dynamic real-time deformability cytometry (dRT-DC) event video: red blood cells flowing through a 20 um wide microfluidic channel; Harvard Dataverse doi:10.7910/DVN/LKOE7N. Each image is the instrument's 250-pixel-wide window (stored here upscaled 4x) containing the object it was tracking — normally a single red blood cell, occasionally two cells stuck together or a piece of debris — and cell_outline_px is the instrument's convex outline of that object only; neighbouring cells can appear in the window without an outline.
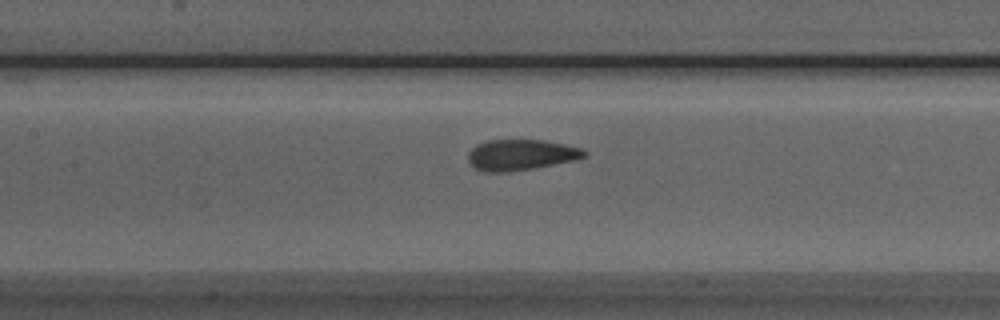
{"species": "Egyptian fruit bat (a non-hibernating species)", "species_latin": "Rousettus aegyptiacus", "temperature_condition": "room temperature", "stored_images_in_passage": 32, "camera_frame_rate_fps": 3000, "um_per_image_px": 0.085, "animal": {"sex": "male"}, "frame": {"image": 1, "passage_image": 14, "time_ms": 4.333, "image_size_px": [1000, 320], "cell_outline_px": [[588, 156], [576, 160], [532, 168], [504, 172], [484, 172], [476, 168], [468, 160], [468, 152], [476, 144], [488, 140], [544, 140], [564, 144], [580, 148], [588, 152]], "centroid_in_image_um": [44.29, 13.15], "position_along_channel_um": 163.1, "area_um2": 20.81}}
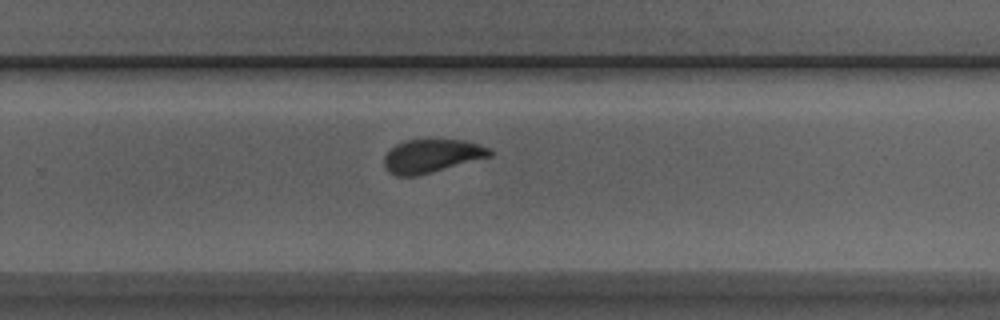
{"frame": {"image": 2, "passage_image": 24, "time_ms": 7.667, "image_size_px": [1000, 320], "cell_outline_px": [[492, 156], [432, 172], [416, 176], [396, 176], [388, 172], [384, 164], [384, 156], [396, 144], [408, 140], [464, 140], [488, 148], [492, 152]], "centroid_in_image_um": [36.67, 13.27], "position_along_channel_um": 293.1, "area_um2": 20.29}}
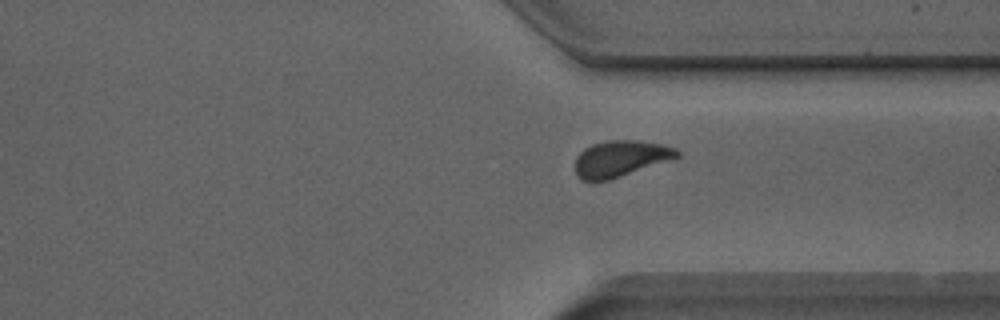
{"frame": {"image": 3, "passage_image": 29, "time_ms": 9.333, "image_size_px": [1000, 320], "cell_outline_px": [[680, 156], [608, 180], [584, 180], [576, 176], [576, 156], [584, 148], [592, 144], [608, 140], [640, 140], [660, 144], [676, 148], [680, 152]], "centroid_in_image_um": [52.72, 13.46], "position_along_channel_um": 358.7, "area_um2": 21.15}}